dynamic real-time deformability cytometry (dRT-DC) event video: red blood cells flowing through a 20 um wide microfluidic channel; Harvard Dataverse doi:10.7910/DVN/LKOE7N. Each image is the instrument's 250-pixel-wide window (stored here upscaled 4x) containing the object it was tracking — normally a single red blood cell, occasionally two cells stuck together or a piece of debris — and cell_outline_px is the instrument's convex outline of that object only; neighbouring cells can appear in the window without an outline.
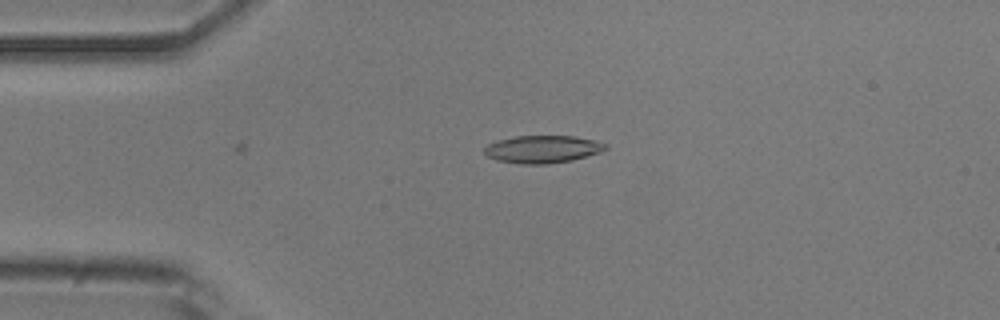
{"species": "common noctule bat (a hibernating species)", "species_latin": "Nyctalus noctula", "temperature_condition": "room temperature", "stored_images_in_passage": 6, "camera_frame_rate_fps": 3000, "um_per_image_px": 0.085, "animal": {"sex": "male", "body_mass_g": 20.5, "forearm_length_mm": 52.5}, "frame": {"image": 1, "passage_image": 3, "time_ms": 0.667, "image_size_px": [1000, 320], "cell_outline_px": [[608, 148], [600, 152], [572, 160], [548, 164], [520, 164], [496, 160], [488, 156], [484, 152], [484, 148], [488, 144], [500, 140], [516, 136], [572, 136], [596, 140], [608, 144]], "centroid_in_image_um": [46.14, 12.68], "position_along_channel_um": 38.9, "area_um2": 19.42}}
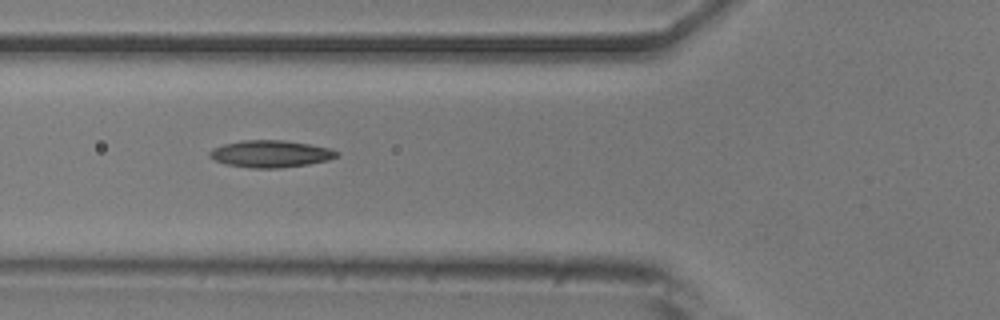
{"frame": {"image": 2, "passage_image": 5, "time_ms": 1.333, "image_size_px": [1000, 320], "cell_outline_px": [[340, 152], [336, 156], [328, 160], [308, 164], [280, 168], [252, 168], [224, 164], [208, 156], [208, 152], [212, 148], [224, 144], [240, 140], [284, 140], [308, 144], [328, 148]], "centroid_in_image_um": [22.95, 13.07], "position_along_channel_um": 102.8, "area_um2": 20.0}}
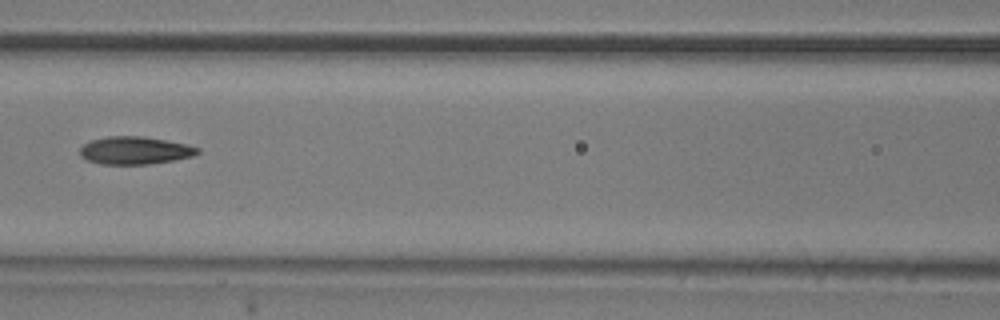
{"frame": {"image": 3, "passage_image": 6, "time_ms": 1.667, "image_size_px": [1000, 320], "cell_outline_px": [[200, 152], [192, 156], [176, 160], [148, 164], [100, 164], [88, 160], [80, 156], [80, 148], [84, 144], [92, 140], [108, 136], [144, 136], [188, 144], [200, 148]], "centroid_in_image_um": [11.49, 12.78], "position_along_channel_um": 155.1, "area_um2": 19.07}}